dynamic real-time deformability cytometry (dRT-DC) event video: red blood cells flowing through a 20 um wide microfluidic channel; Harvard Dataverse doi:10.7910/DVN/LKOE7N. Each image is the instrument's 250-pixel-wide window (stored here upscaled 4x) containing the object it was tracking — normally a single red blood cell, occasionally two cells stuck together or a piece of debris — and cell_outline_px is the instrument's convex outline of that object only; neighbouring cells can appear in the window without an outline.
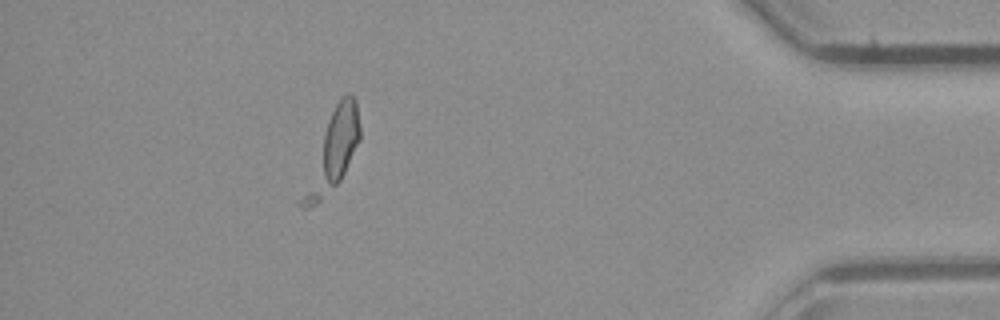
{"species": "common noctule bat (a hibernating species)", "species_latin": "Nyctalus noctula", "temperature_condition": "room temperature", "stored_images_in_passage": 35, "camera_frame_rate_fps": 3000, "um_per_image_px": 0.085, "animal": {"sex": "male", "body_mass_g": 23.1, "forearm_length_mm": 52.7}, "frame": {"image": 1, "passage_image": 30, "time_ms": 9.667, "image_size_px": [1000, 320], "cell_outline_px": [[360, 140], [340, 180], [316, 204], [308, 208], [300, 208], [296, 204], [328, 120], [336, 104], [344, 96], [352, 96], [356, 100], [360, 128]], "centroid_in_image_um": [28.24, 12.97], "position_along_channel_um": 407.0, "area_um2": 24.91}}